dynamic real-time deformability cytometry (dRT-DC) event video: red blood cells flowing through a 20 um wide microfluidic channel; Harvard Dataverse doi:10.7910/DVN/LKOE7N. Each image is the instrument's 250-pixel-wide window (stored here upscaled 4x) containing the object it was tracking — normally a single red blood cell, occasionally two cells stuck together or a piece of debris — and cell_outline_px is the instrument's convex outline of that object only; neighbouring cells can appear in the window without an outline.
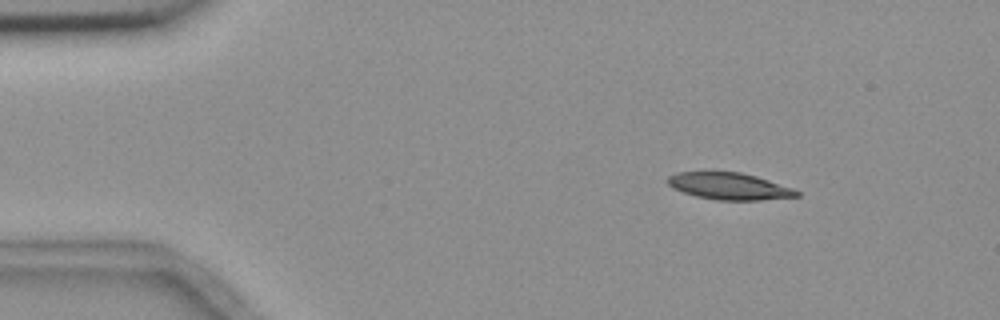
{"species": "common noctule bat (a hibernating species)", "species_latin": "Nyctalus noctula", "temperature_condition": "room temperature", "stored_images_in_passage": 7, "camera_frame_rate_fps": 3000, "um_per_image_px": 0.085, "animal": {"sex": "female", "body_mass_g": 18.4}, "frame": {"image": 1, "passage_image": 2, "time_ms": 1.0, "image_size_px": [1000, 320], "cell_outline_px": [[800, 196], [760, 200], [716, 200], [696, 196], [672, 188], [664, 180], [668, 176], [676, 172], [740, 172], [756, 176], [792, 188], [800, 192]], "centroid_in_image_um": [61.94, 15.82], "position_along_channel_um": 23.1, "area_um2": 20.17}}
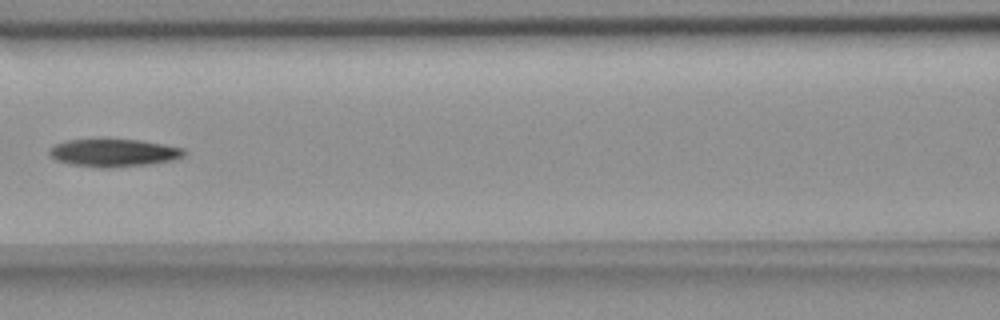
{"frame": {"image": 2, "passage_image": 6, "time_ms": 6.667, "image_size_px": [1000, 320], "cell_outline_px": [[184, 156], [172, 160], [152, 164], [108, 168], [100, 168], [68, 164], [56, 160], [48, 152], [48, 148], [56, 144], [68, 140], [104, 136], [140, 140], [164, 144], [184, 148]], "centroid_in_image_um": [9.62, 12.95], "position_along_channel_um": 157.0, "area_um2": 22.77}}
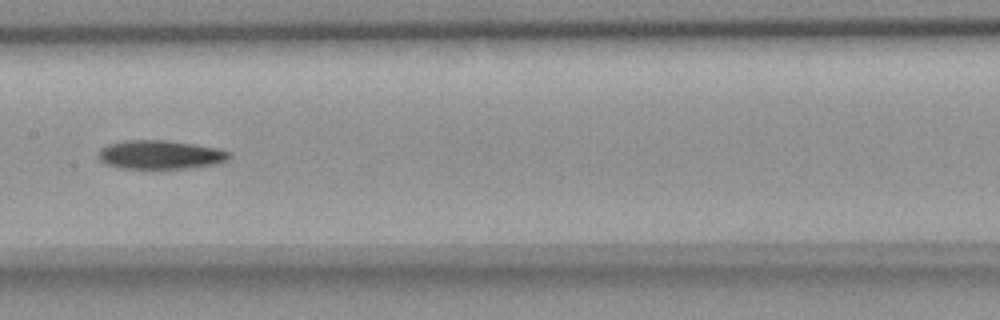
{"frame": {"image": 3, "passage_image": 7, "time_ms": 7.667, "image_size_px": [1000, 320], "cell_outline_px": [[232, 156], [228, 160], [216, 164], [184, 168], [120, 168], [108, 164], [100, 160], [96, 156], [100, 148], [108, 144], [124, 140], [168, 140], [216, 148], [232, 152]], "centroid_in_image_um": [13.62, 13.14], "position_along_channel_um": 193.8, "area_um2": 21.96}}